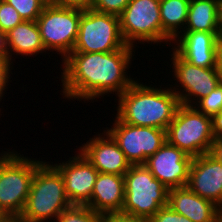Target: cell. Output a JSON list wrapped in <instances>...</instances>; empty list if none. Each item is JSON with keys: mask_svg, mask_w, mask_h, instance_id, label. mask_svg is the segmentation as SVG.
Wrapping results in <instances>:
<instances>
[{"mask_svg": "<svg viewBox=\"0 0 222 222\" xmlns=\"http://www.w3.org/2000/svg\"><path fill=\"white\" fill-rule=\"evenodd\" d=\"M212 131L215 138H222V111L212 117Z\"/></svg>", "mask_w": 222, "mask_h": 222, "instance_id": "1f68e13d", "label": "cell"}, {"mask_svg": "<svg viewBox=\"0 0 222 222\" xmlns=\"http://www.w3.org/2000/svg\"><path fill=\"white\" fill-rule=\"evenodd\" d=\"M218 38L222 40V0L218 3Z\"/></svg>", "mask_w": 222, "mask_h": 222, "instance_id": "e575fe53", "label": "cell"}, {"mask_svg": "<svg viewBox=\"0 0 222 222\" xmlns=\"http://www.w3.org/2000/svg\"><path fill=\"white\" fill-rule=\"evenodd\" d=\"M101 222H149V220L123 213L102 214Z\"/></svg>", "mask_w": 222, "mask_h": 222, "instance_id": "f546056e", "label": "cell"}, {"mask_svg": "<svg viewBox=\"0 0 222 222\" xmlns=\"http://www.w3.org/2000/svg\"><path fill=\"white\" fill-rule=\"evenodd\" d=\"M217 70L222 81V40H219L217 49Z\"/></svg>", "mask_w": 222, "mask_h": 222, "instance_id": "836d02e7", "label": "cell"}, {"mask_svg": "<svg viewBox=\"0 0 222 222\" xmlns=\"http://www.w3.org/2000/svg\"><path fill=\"white\" fill-rule=\"evenodd\" d=\"M102 134L104 137H102ZM79 147V151L101 173L124 175L131 163L114 139L104 130Z\"/></svg>", "mask_w": 222, "mask_h": 222, "instance_id": "9a60e30c", "label": "cell"}, {"mask_svg": "<svg viewBox=\"0 0 222 222\" xmlns=\"http://www.w3.org/2000/svg\"><path fill=\"white\" fill-rule=\"evenodd\" d=\"M199 112L213 117L222 111V81L206 97L193 105Z\"/></svg>", "mask_w": 222, "mask_h": 222, "instance_id": "cb8c5ba5", "label": "cell"}, {"mask_svg": "<svg viewBox=\"0 0 222 222\" xmlns=\"http://www.w3.org/2000/svg\"><path fill=\"white\" fill-rule=\"evenodd\" d=\"M119 22L127 45L135 47L136 40L142 44L162 43L160 0H130Z\"/></svg>", "mask_w": 222, "mask_h": 222, "instance_id": "9c48e42d", "label": "cell"}, {"mask_svg": "<svg viewBox=\"0 0 222 222\" xmlns=\"http://www.w3.org/2000/svg\"><path fill=\"white\" fill-rule=\"evenodd\" d=\"M102 215L87 205H71L56 219V222H101Z\"/></svg>", "mask_w": 222, "mask_h": 222, "instance_id": "7402d4cb", "label": "cell"}, {"mask_svg": "<svg viewBox=\"0 0 222 222\" xmlns=\"http://www.w3.org/2000/svg\"><path fill=\"white\" fill-rule=\"evenodd\" d=\"M24 20L17 10L5 0H0V29L7 33Z\"/></svg>", "mask_w": 222, "mask_h": 222, "instance_id": "d4e9b609", "label": "cell"}, {"mask_svg": "<svg viewBox=\"0 0 222 222\" xmlns=\"http://www.w3.org/2000/svg\"><path fill=\"white\" fill-rule=\"evenodd\" d=\"M192 157L166 141L144 165L168 189L187 186Z\"/></svg>", "mask_w": 222, "mask_h": 222, "instance_id": "7c38bea8", "label": "cell"}, {"mask_svg": "<svg viewBox=\"0 0 222 222\" xmlns=\"http://www.w3.org/2000/svg\"><path fill=\"white\" fill-rule=\"evenodd\" d=\"M133 47L124 41L119 16L93 9L82 11L79 30L72 52H111Z\"/></svg>", "mask_w": 222, "mask_h": 222, "instance_id": "52a82bcc", "label": "cell"}, {"mask_svg": "<svg viewBox=\"0 0 222 222\" xmlns=\"http://www.w3.org/2000/svg\"><path fill=\"white\" fill-rule=\"evenodd\" d=\"M125 198L124 175L98 173L90 201L86 204L99 214L121 213Z\"/></svg>", "mask_w": 222, "mask_h": 222, "instance_id": "ac0fdd59", "label": "cell"}, {"mask_svg": "<svg viewBox=\"0 0 222 222\" xmlns=\"http://www.w3.org/2000/svg\"><path fill=\"white\" fill-rule=\"evenodd\" d=\"M71 205L62 175L53 164L43 162L35 170L31 189L19 219L22 222H46L48 219H57Z\"/></svg>", "mask_w": 222, "mask_h": 222, "instance_id": "3957f363", "label": "cell"}, {"mask_svg": "<svg viewBox=\"0 0 222 222\" xmlns=\"http://www.w3.org/2000/svg\"><path fill=\"white\" fill-rule=\"evenodd\" d=\"M48 3L59 7L73 8L85 11L92 9L94 0H48Z\"/></svg>", "mask_w": 222, "mask_h": 222, "instance_id": "f1b7e54d", "label": "cell"}, {"mask_svg": "<svg viewBox=\"0 0 222 222\" xmlns=\"http://www.w3.org/2000/svg\"><path fill=\"white\" fill-rule=\"evenodd\" d=\"M13 61L11 62L9 57L7 56H0V99L2 100V97L4 95V91L6 90L7 86L9 85V79L10 78V71ZM0 100V101H1Z\"/></svg>", "mask_w": 222, "mask_h": 222, "instance_id": "83f0119b", "label": "cell"}, {"mask_svg": "<svg viewBox=\"0 0 222 222\" xmlns=\"http://www.w3.org/2000/svg\"><path fill=\"white\" fill-rule=\"evenodd\" d=\"M171 56L172 67L174 70L173 78L178 80L181 91L173 85L171 89L179 97L180 103L193 106L200 99L206 97L221 82L217 67L202 68L184 60L174 49ZM193 96V97H192ZM196 98V99H195ZM195 100V101H194Z\"/></svg>", "mask_w": 222, "mask_h": 222, "instance_id": "8fae6325", "label": "cell"}, {"mask_svg": "<svg viewBox=\"0 0 222 222\" xmlns=\"http://www.w3.org/2000/svg\"><path fill=\"white\" fill-rule=\"evenodd\" d=\"M0 56L8 57V46L6 33L0 29Z\"/></svg>", "mask_w": 222, "mask_h": 222, "instance_id": "d6a6232c", "label": "cell"}, {"mask_svg": "<svg viewBox=\"0 0 222 222\" xmlns=\"http://www.w3.org/2000/svg\"><path fill=\"white\" fill-rule=\"evenodd\" d=\"M174 42L171 49L184 60L202 68L217 67L218 32L183 31Z\"/></svg>", "mask_w": 222, "mask_h": 222, "instance_id": "2e32d148", "label": "cell"}, {"mask_svg": "<svg viewBox=\"0 0 222 222\" xmlns=\"http://www.w3.org/2000/svg\"><path fill=\"white\" fill-rule=\"evenodd\" d=\"M12 5L25 21H36L48 0H5Z\"/></svg>", "mask_w": 222, "mask_h": 222, "instance_id": "603a6c76", "label": "cell"}, {"mask_svg": "<svg viewBox=\"0 0 222 222\" xmlns=\"http://www.w3.org/2000/svg\"><path fill=\"white\" fill-rule=\"evenodd\" d=\"M166 139L192 158L209 153L215 139L212 117L181 104L166 130Z\"/></svg>", "mask_w": 222, "mask_h": 222, "instance_id": "8992f818", "label": "cell"}, {"mask_svg": "<svg viewBox=\"0 0 222 222\" xmlns=\"http://www.w3.org/2000/svg\"><path fill=\"white\" fill-rule=\"evenodd\" d=\"M133 49L123 47L107 53L71 52L62 60L63 98L92 101L112 92L117 96L122 94L136 81L127 74Z\"/></svg>", "mask_w": 222, "mask_h": 222, "instance_id": "6da1fadb", "label": "cell"}, {"mask_svg": "<svg viewBox=\"0 0 222 222\" xmlns=\"http://www.w3.org/2000/svg\"><path fill=\"white\" fill-rule=\"evenodd\" d=\"M168 205L192 222H218L222 209L187 186L169 189Z\"/></svg>", "mask_w": 222, "mask_h": 222, "instance_id": "e0dca14e", "label": "cell"}, {"mask_svg": "<svg viewBox=\"0 0 222 222\" xmlns=\"http://www.w3.org/2000/svg\"><path fill=\"white\" fill-rule=\"evenodd\" d=\"M7 46H8V57L10 61L12 52L16 55H35L46 52L43 45L40 31L36 21H23L22 23L15 26L13 29L6 33Z\"/></svg>", "mask_w": 222, "mask_h": 222, "instance_id": "d6986e66", "label": "cell"}, {"mask_svg": "<svg viewBox=\"0 0 222 222\" xmlns=\"http://www.w3.org/2000/svg\"><path fill=\"white\" fill-rule=\"evenodd\" d=\"M187 187L222 209V166L209 153L192 159Z\"/></svg>", "mask_w": 222, "mask_h": 222, "instance_id": "5bb4252c", "label": "cell"}, {"mask_svg": "<svg viewBox=\"0 0 222 222\" xmlns=\"http://www.w3.org/2000/svg\"><path fill=\"white\" fill-rule=\"evenodd\" d=\"M16 153L0 154V212L5 217L21 215L35 170L44 162Z\"/></svg>", "mask_w": 222, "mask_h": 222, "instance_id": "277c9868", "label": "cell"}, {"mask_svg": "<svg viewBox=\"0 0 222 222\" xmlns=\"http://www.w3.org/2000/svg\"><path fill=\"white\" fill-rule=\"evenodd\" d=\"M125 198L121 213L149 220L168 205L169 189L144 164L131 165L124 174Z\"/></svg>", "mask_w": 222, "mask_h": 222, "instance_id": "5b68a950", "label": "cell"}, {"mask_svg": "<svg viewBox=\"0 0 222 222\" xmlns=\"http://www.w3.org/2000/svg\"><path fill=\"white\" fill-rule=\"evenodd\" d=\"M130 0H94L92 9L106 14H113L119 16Z\"/></svg>", "mask_w": 222, "mask_h": 222, "instance_id": "484cf974", "label": "cell"}, {"mask_svg": "<svg viewBox=\"0 0 222 222\" xmlns=\"http://www.w3.org/2000/svg\"><path fill=\"white\" fill-rule=\"evenodd\" d=\"M5 218V216L0 212V221Z\"/></svg>", "mask_w": 222, "mask_h": 222, "instance_id": "8d00e7d4", "label": "cell"}, {"mask_svg": "<svg viewBox=\"0 0 222 222\" xmlns=\"http://www.w3.org/2000/svg\"><path fill=\"white\" fill-rule=\"evenodd\" d=\"M219 0H190L184 31L218 32Z\"/></svg>", "mask_w": 222, "mask_h": 222, "instance_id": "44dd1931", "label": "cell"}, {"mask_svg": "<svg viewBox=\"0 0 222 222\" xmlns=\"http://www.w3.org/2000/svg\"><path fill=\"white\" fill-rule=\"evenodd\" d=\"M189 3L190 0H160L162 43L164 41L168 45L170 42L171 45L184 31Z\"/></svg>", "mask_w": 222, "mask_h": 222, "instance_id": "ffe728a7", "label": "cell"}, {"mask_svg": "<svg viewBox=\"0 0 222 222\" xmlns=\"http://www.w3.org/2000/svg\"><path fill=\"white\" fill-rule=\"evenodd\" d=\"M154 87L135 81L118 95L116 117L130 125L167 130L181 105L180 99L171 87Z\"/></svg>", "mask_w": 222, "mask_h": 222, "instance_id": "7a4b0ae2", "label": "cell"}, {"mask_svg": "<svg viewBox=\"0 0 222 222\" xmlns=\"http://www.w3.org/2000/svg\"><path fill=\"white\" fill-rule=\"evenodd\" d=\"M82 10L59 7L48 3L37 18L46 51L55 50L64 60L75 45Z\"/></svg>", "mask_w": 222, "mask_h": 222, "instance_id": "ba28073f", "label": "cell"}, {"mask_svg": "<svg viewBox=\"0 0 222 222\" xmlns=\"http://www.w3.org/2000/svg\"><path fill=\"white\" fill-rule=\"evenodd\" d=\"M218 222H222V214L220 215Z\"/></svg>", "mask_w": 222, "mask_h": 222, "instance_id": "74e56055", "label": "cell"}, {"mask_svg": "<svg viewBox=\"0 0 222 222\" xmlns=\"http://www.w3.org/2000/svg\"><path fill=\"white\" fill-rule=\"evenodd\" d=\"M69 158L53 166L63 177L69 202L72 205H86L91 199L99 172L80 151Z\"/></svg>", "mask_w": 222, "mask_h": 222, "instance_id": "4fadbf2b", "label": "cell"}, {"mask_svg": "<svg viewBox=\"0 0 222 222\" xmlns=\"http://www.w3.org/2000/svg\"><path fill=\"white\" fill-rule=\"evenodd\" d=\"M113 127L105 131L114 139L131 165L144 164L167 141L166 130L134 126L116 116Z\"/></svg>", "mask_w": 222, "mask_h": 222, "instance_id": "30bf717a", "label": "cell"}, {"mask_svg": "<svg viewBox=\"0 0 222 222\" xmlns=\"http://www.w3.org/2000/svg\"><path fill=\"white\" fill-rule=\"evenodd\" d=\"M209 154L222 166V138H215L212 142Z\"/></svg>", "mask_w": 222, "mask_h": 222, "instance_id": "4dcf8cb0", "label": "cell"}, {"mask_svg": "<svg viewBox=\"0 0 222 222\" xmlns=\"http://www.w3.org/2000/svg\"><path fill=\"white\" fill-rule=\"evenodd\" d=\"M0 222H22L19 217H5Z\"/></svg>", "mask_w": 222, "mask_h": 222, "instance_id": "d590c367", "label": "cell"}, {"mask_svg": "<svg viewBox=\"0 0 222 222\" xmlns=\"http://www.w3.org/2000/svg\"><path fill=\"white\" fill-rule=\"evenodd\" d=\"M149 222H192L189 218L175 212L169 205L162 207Z\"/></svg>", "mask_w": 222, "mask_h": 222, "instance_id": "4316f807", "label": "cell"}]
</instances>
